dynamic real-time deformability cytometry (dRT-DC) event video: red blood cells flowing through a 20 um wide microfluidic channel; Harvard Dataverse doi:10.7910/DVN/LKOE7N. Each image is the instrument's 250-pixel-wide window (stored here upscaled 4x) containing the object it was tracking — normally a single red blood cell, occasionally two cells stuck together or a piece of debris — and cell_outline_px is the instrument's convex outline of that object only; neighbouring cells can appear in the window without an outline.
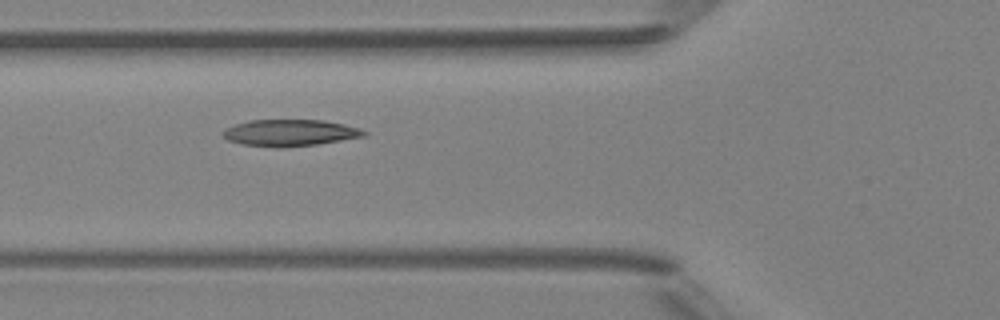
{"species": "Egyptian fruit bat (a non-hibernating species)", "species_latin": "Rousettus aegyptiacus", "temperature_condition": "room temperature", "stored_images_in_passage": 5, "camera_frame_rate_fps": 3000, "um_per_image_px": 0.085, "animal": {"sex": "female"}, "frame": {"image": 1, "passage_image": 5, "time_ms": 4.667, "image_size_px": [1000, 320], "cell_outline_px": [[368, 132], [364, 136], [316, 144], [284, 148], [280, 148], [240, 144], [228, 140], [220, 132], [236, 124], [248, 120], [324, 120], [344, 124], [360, 128]], "centroid_in_image_um": [24.63, 11.29], "position_along_channel_um": 101.2, "area_um2": 21.85}}